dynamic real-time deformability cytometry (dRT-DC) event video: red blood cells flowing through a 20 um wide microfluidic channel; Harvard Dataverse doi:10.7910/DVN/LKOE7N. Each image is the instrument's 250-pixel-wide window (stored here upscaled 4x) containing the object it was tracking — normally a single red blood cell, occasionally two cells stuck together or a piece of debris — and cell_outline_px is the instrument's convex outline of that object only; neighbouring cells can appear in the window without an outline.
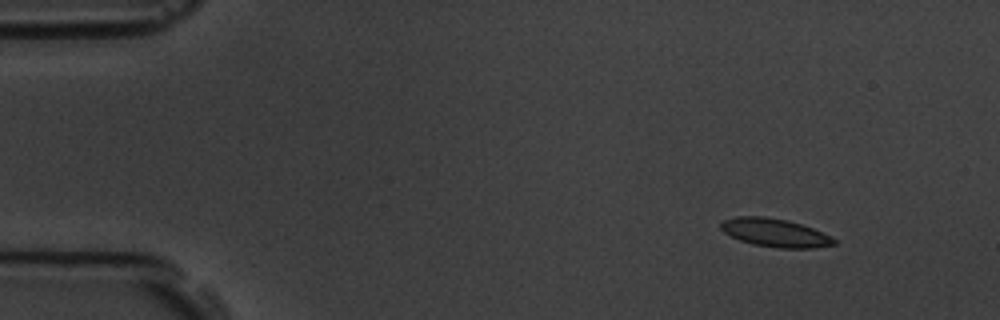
{"species": "common noctule bat (a hibernating species)", "species_latin": "Nyctalus noctula", "temperature_condition": "room temperature", "stored_images_in_passage": 4, "camera_frame_rate_fps": 3000, "um_per_image_px": 0.085, "animal": {"sex": "male", "body_mass_g": 19.5, "forearm_length_mm": 54.6}, "frame": {"image": 1, "passage_image": 1, "time_ms": 0.0, "image_size_px": [1000, 320], "cell_outline_px": [[836, 244], [812, 248], [776, 248], [752, 244], [740, 240], [724, 232], [720, 228], [720, 224], [724, 220], [736, 216], [764, 216], [788, 220], [812, 228], [836, 240]], "centroid_in_image_um": [65.84, 19.78], "position_along_channel_um": 19.2, "area_um2": 18.5}}
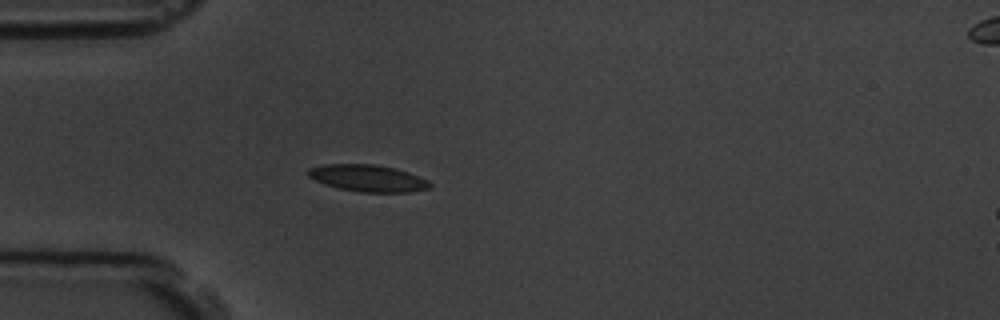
{"frame": {"image": 2, "passage_image": 4, "time_ms": 3.333, "image_size_px": [1000, 320], "cell_outline_px": [[432, 188], [408, 192], [360, 192], [340, 188], [324, 184], [308, 176], [304, 172], [308, 168], [324, 164], [372, 164], [396, 168], [408, 172], [428, 180], [432, 184]], "centroid_in_image_um": [31.26, 15.14], "position_along_channel_um": 53.7, "area_um2": 19.13}}